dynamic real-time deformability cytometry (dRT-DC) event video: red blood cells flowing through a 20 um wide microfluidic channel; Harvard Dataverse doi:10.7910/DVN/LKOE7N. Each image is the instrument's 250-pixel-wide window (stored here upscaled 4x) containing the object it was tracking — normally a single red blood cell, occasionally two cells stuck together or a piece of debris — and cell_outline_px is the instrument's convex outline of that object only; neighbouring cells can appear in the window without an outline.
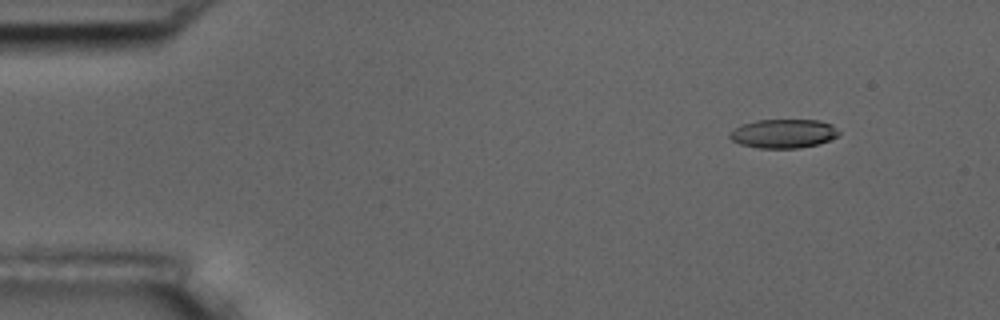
{"species": "common noctule bat (a hibernating species)", "species_latin": "Nyctalus noctula", "temperature_condition": "room temperature", "stored_images_in_passage": 5, "camera_frame_rate_fps": 3000, "um_per_image_px": 0.085, "animal": {"sex": "male", "body_mass_g": 17.5, "forearm_length_mm": 52.3}, "frame": {"image": 1, "passage_image": 2, "time_ms": 0.333, "image_size_px": [1000, 320], "cell_outline_px": [[840, 132], [836, 136], [828, 140], [816, 144], [800, 148], [760, 148], [740, 144], [732, 140], [728, 136], [728, 132], [740, 124], [756, 120], [820, 120], [832, 124]], "centroid_in_image_um": [66.55, 11.34], "position_along_channel_um": 18.5, "area_um2": 18.44}}
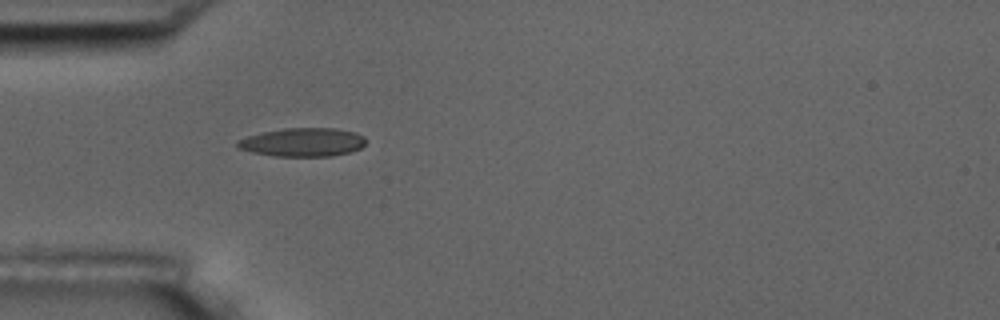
{"frame": {"image": 2, "passage_image": 5, "time_ms": 1.333, "image_size_px": [1000, 320], "cell_outline_px": [[364, 144], [360, 148], [352, 152], [332, 156], [276, 156], [252, 152], [240, 148], [236, 144], [236, 140], [248, 136], [264, 132], [284, 128], [336, 128], [356, 132], [364, 136]], "centroid_in_image_um": [25.76, 12.08], "position_along_channel_um": 59.2, "area_um2": 21.33}}